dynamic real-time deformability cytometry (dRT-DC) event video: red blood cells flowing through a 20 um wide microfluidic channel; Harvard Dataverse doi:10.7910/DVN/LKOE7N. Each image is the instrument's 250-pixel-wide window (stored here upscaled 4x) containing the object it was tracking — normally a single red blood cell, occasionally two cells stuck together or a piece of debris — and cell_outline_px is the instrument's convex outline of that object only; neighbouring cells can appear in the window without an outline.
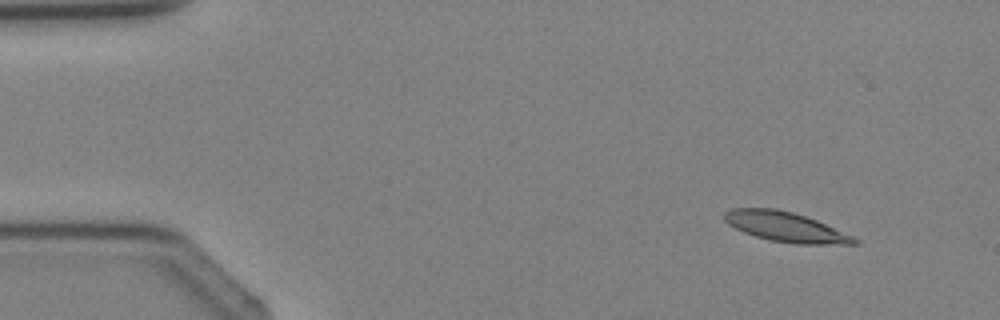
{"species": "Egyptian fruit bat (a non-hibernating species)", "species_latin": "Rousettus aegyptiacus", "temperature_condition": "cold", "stored_images_in_passage": 4, "camera_frame_rate_fps": 3000, "um_per_image_px": 0.085, "animal": {"sex": "female"}, "frame": {"image": 1, "passage_image": 1, "time_ms": 0.0, "image_size_px": [1000, 320], "cell_outline_px": [[860, 244], [796, 244], [772, 240], [756, 236], [744, 232], [728, 224], [724, 220], [724, 212], [732, 208], [776, 208], [792, 212], [816, 220], [852, 236], [860, 240]], "centroid_in_image_um": [66.77, 19.28], "position_along_channel_um": 18.2, "area_um2": 22.31}}